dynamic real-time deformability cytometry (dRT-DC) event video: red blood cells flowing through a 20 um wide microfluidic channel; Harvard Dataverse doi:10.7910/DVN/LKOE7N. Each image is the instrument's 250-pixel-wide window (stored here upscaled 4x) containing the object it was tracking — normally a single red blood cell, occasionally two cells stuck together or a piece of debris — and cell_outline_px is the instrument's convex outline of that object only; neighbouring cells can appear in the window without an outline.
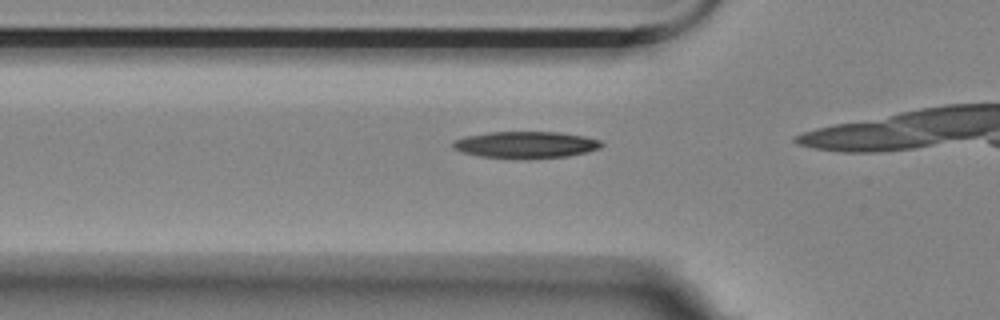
{"species": "Egyptian fruit bat (a non-hibernating species)", "species_latin": "Rousettus aegyptiacus", "temperature_condition": "room temperature", "stored_images_in_passage": 13, "camera_frame_rate_fps": 3000, "um_per_image_px": 0.085, "animal": {"sex": "female"}, "frame": {"image": 1, "passage_image": 9, "time_ms": 2.667, "image_size_px": [1000, 320], "cell_outline_px": [[604, 144], [600, 148], [588, 152], [568, 156], [480, 156], [464, 152], [452, 148], [452, 140], [464, 136], [488, 132], [560, 132], [584, 136], [600, 140]], "centroid_in_image_um": [44.7, 12.25], "position_along_channel_um": 81.1, "area_um2": 22.31}}
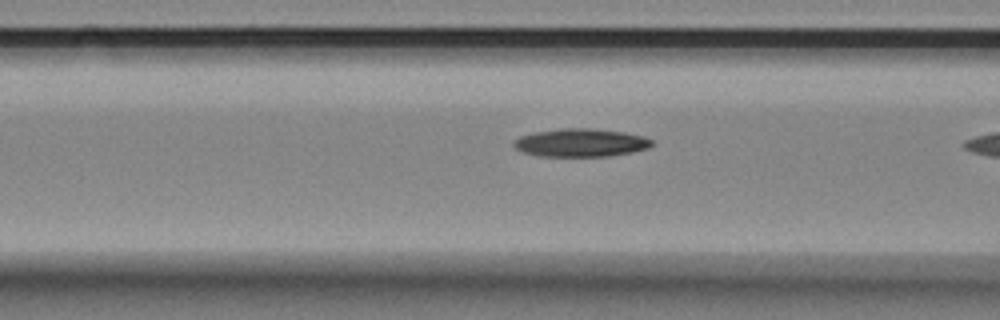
{"frame": {"image": 2, "passage_image": 12, "time_ms": 3.667, "image_size_px": [1000, 320], "cell_outline_px": [[652, 144], [648, 148], [632, 152], [608, 156], [536, 156], [520, 152], [512, 144], [512, 140], [520, 136], [532, 132], [560, 128], [592, 128], [624, 132], [644, 136], [652, 140]], "centroid_in_image_um": [49.3, 12.12], "position_along_channel_um": 117.3, "area_um2": 22.89}}